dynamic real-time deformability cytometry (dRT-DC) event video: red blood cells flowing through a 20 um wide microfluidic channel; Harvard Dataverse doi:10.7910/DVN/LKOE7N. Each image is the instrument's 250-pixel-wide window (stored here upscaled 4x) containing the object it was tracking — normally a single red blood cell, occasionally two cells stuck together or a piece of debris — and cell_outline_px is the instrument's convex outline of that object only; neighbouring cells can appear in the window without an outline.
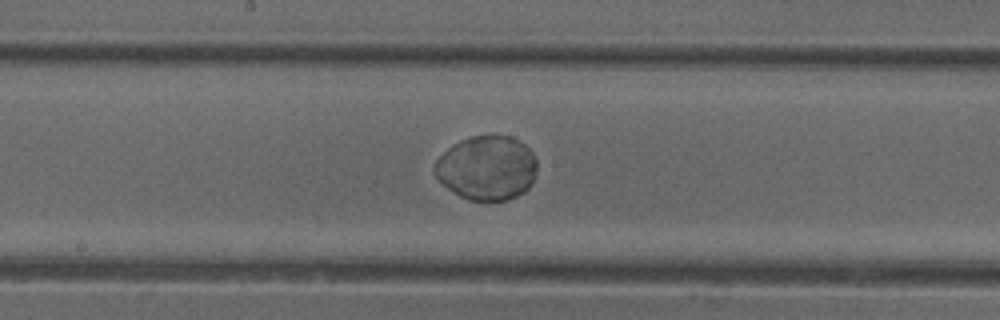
{"species": "common noctule bat (a hibernating species)", "species_latin": "Nyctalus noctula", "temperature_condition": "cold", "stored_images_in_passage": 53, "camera_frame_rate_fps": 3000, "um_per_image_px": 0.085, "animal": {"sex": "female"}, "frame": {"image": 1, "passage_image": 28, "time_ms": 9.0, "image_size_px": [1000, 320], "cell_outline_px": [[536, 172], [532, 184], [524, 192], [516, 196], [504, 200], [468, 200], [460, 196], [448, 188], [432, 172], [432, 168], [436, 160], [452, 144], [460, 140], [472, 136], [512, 136], [524, 144], [532, 152], [536, 160]], "centroid_in_image_um": [41.38, 14.27], "position_along_channel_um": 206.8, "area_um2": 38.32}}